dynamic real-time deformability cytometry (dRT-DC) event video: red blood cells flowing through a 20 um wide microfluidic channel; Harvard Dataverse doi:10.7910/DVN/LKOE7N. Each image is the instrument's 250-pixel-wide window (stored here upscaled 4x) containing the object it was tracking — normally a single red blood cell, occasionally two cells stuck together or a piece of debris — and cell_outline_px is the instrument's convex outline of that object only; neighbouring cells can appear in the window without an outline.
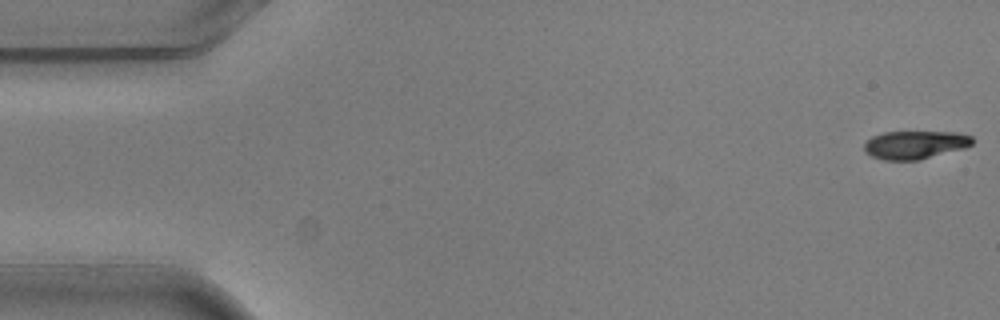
{"species": "common noctule bat (a hibernating species)", "species_latin": "Nyctalus noctula", "temperature_condition": "warm", "stored_images_in_passage": 4, "camera_frame_rate_fps": 3000, "um_per_image_px": 0.085, "animal": {"sex": "male", "body_mass_g": 20.5, "forearm_length_mm": 52.5}, "frame": {"image": 1, "passage_image": 1, "time_ms": 0.0, "image_size_px": [1000, 320], "cell_outline_px": [[972, 144], [964, 148], [920, 160], [884, 160], [872, 156], [864, 152], [864, 144], [872, 136], [884, 132], [956, 132], [972, 136]], "centroid_in_image_um": [77.76, 12.31], "position_along_channel_um": 7.2, "area_um2": 17.74}}